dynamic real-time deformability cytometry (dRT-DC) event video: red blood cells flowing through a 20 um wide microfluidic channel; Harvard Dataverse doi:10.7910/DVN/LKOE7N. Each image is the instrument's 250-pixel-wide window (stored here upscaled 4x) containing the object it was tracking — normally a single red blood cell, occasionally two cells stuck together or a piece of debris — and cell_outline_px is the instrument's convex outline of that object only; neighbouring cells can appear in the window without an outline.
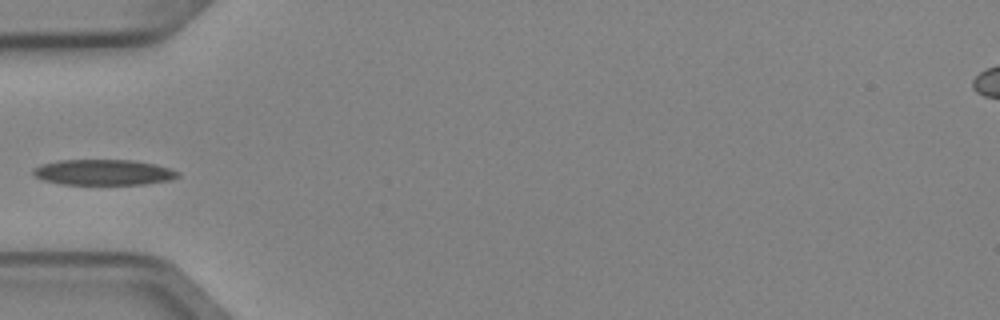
{"species": "Egyptian fruit bat (a non-hibernating species)", "species_latin": "Rousettus aegyptiacus", "temperature_condition": "cold", "stored_images_in_passage": 5, "camera_frame_rate_fps": 3000, "um_per_image_px": 0.085, "animal": {"sex": "female"}, "frame": {"image": 1, "passage_image": 5, "time_ms": 1.333, "image_size_px": [1000, 320], "cell_outline_px": [[180, 176], [172, 180], [144, 184], [60, 184], [44, 180], [36, 176], [32, 172], [32, 168], [40, 164], [56, 160], [132, 160], [156, 164], [180, 172]], "centroid_in_image_um": [8.79, 14.64], "position_along_channel_um": 76.2, "area_um2": 21.73}}